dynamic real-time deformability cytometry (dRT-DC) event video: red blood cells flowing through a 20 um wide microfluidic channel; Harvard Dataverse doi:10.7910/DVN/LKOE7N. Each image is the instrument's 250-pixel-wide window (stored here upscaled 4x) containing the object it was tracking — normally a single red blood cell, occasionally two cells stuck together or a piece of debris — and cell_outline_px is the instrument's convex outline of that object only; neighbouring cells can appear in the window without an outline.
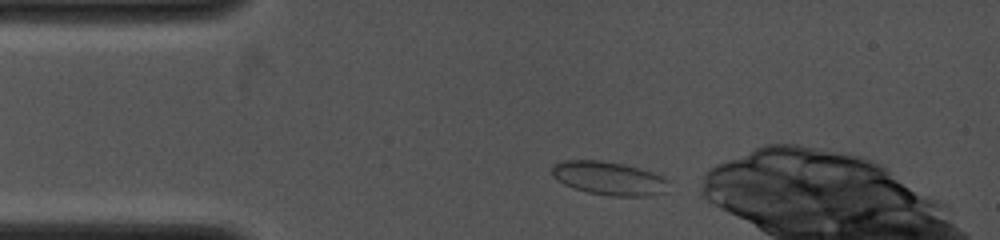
{"species": "common noctule bat (a hibernating species)", "species_latin": "Nyctalus noctula", "temperature_condition": "cold", "stored_images_in_passage": 35, "camera_frame_rate_fps": 4000, "um_per_image_px": 0.085, "animal": {"sex": "female", "body_mass_g": 19.0, "forearm_length_mm": 53.3}, "frame": {"image": 1, "passage_image": 1, "time_ms": 0.0, "image_size_px": [1000, 240], "cell_outline_px": [[668, 180], [664, 192], [652, 196], [612, 196], [588, 192], [572, 188], [564, 184], [552, 176], [552, 164], [564, 160], [600, 160], [624, 164], [652, 172], [664, 176]], "centroid_in_image_um": [51.73, 15.15], "position_along_channel_um": 33.3, "area_um2": 22.83}}
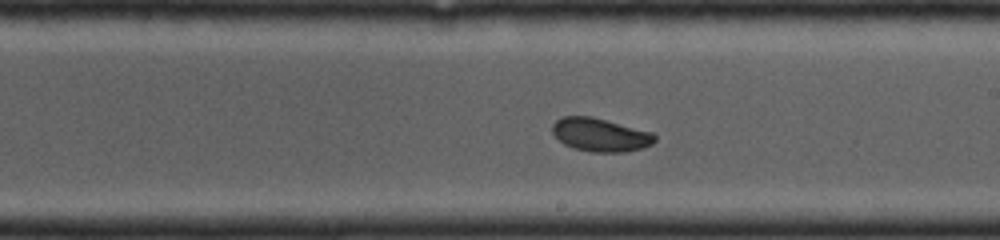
{"frame": {"image": 2, "passage_image": 19, "time_ms": 5.25, "image_size_px": [1000, 240], "cell_outline_px": [[656, 140], [652, 144], [644, 148], [624, 152], [592, 152], [572, 148], [564, 144], [552, 132], [552, 124], [560, 116], [592, 116], [652, 132], [656, 136]], "centroid_in_image_um": [51.02, 11.46], "position_along_channel_um": 238.0, "area_um2": 20.06}}
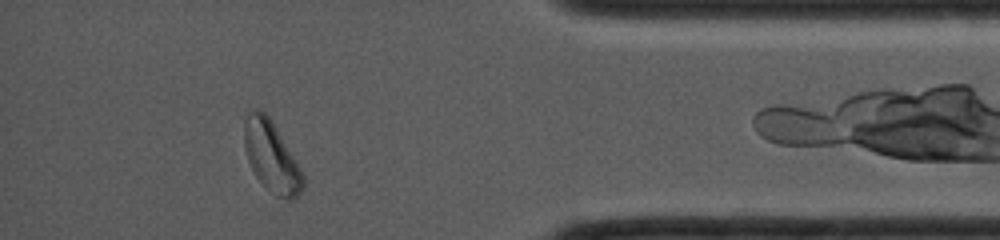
{"frame": {"image": 3, "passage_image": 33, "time_ms": 9.5, "image_size_px": [1000, 240], "cell_outline_px": [[304, 188], [292, 200], [284, 200], [276, 196], [256, 176], [248, 160], [244, 148], [244, 120], [248, 112], [252, 108], [256, 108], [264, 112], [268, 116], [300, 168], [304, 176]], "centroid_in_image_um": [23.05, 13.32], "position_along_channel_um": 412.1, "area_um2": 23.76}}